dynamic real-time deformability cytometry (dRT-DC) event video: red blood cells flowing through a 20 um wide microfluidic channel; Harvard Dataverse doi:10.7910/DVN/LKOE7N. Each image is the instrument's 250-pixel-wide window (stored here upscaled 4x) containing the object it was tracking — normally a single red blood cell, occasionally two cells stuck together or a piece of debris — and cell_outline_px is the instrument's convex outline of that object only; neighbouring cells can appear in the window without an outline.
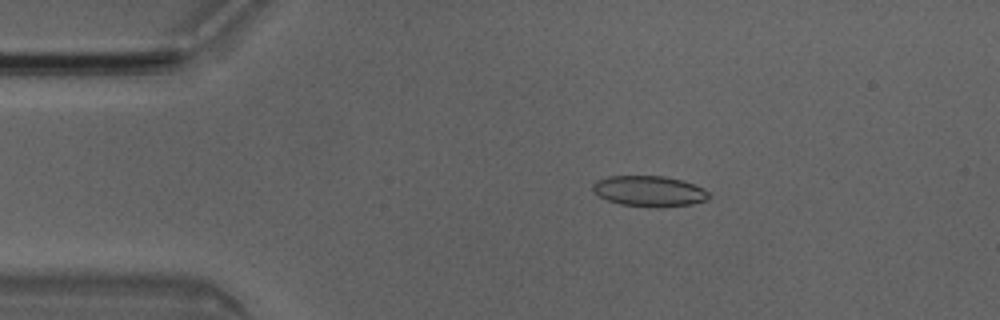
{"species": "Egyptian fruit bat (a non-hibernating species)", "species_latin": "Rousettus aegyptiacus", "temperature_condition": "room temperature", "stored_images_in_passage": 3, "camera_frame_rate_fps": 3000, "um_per_image_px": 0.085, "animal": {"sex": "male"}, "frame": {"image": 1, "passage_image": 2, "time_ms": 0.333, "image_size_px": [1000, 320], "cell_outline_px": [[712, 196], [708, 200], [692, 204], [664, 208], [656, 208], [620, 204], [608, 200], [592, 192], [592, 184], [596, 180], [608, 176], [664, 176], [684, 180], [704, 188]], "centroid_in_image_um": [55.22, 16.26], "position_along_channel_um": 29.8, "area_um2": 21.21}}